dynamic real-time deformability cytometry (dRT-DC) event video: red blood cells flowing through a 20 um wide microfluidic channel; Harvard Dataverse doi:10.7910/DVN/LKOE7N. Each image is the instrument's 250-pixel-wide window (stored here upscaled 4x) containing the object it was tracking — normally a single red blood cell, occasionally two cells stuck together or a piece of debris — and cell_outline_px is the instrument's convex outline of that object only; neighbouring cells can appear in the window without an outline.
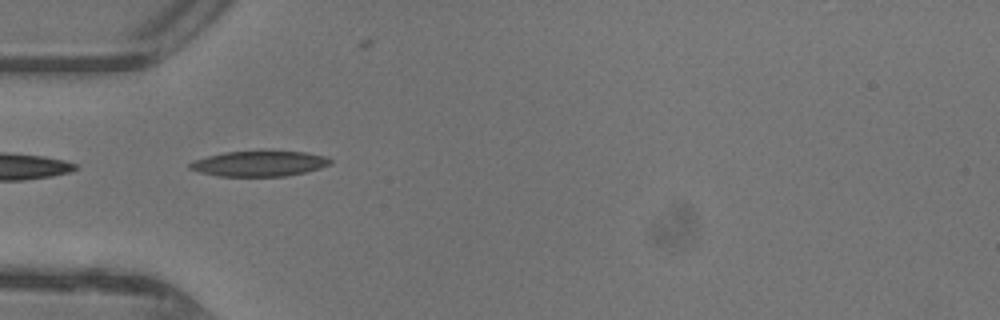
{"species": "common noctule bat (a hibernating species)", "species_latin": "Nyctalus noctula", "temperature_condition": "warm", "stored_images_in_passage": 32, "camera_frame_rate_fps": 3000, "um_per_image_px": 0.085, "animal": {"sex": "female"}, "frame": {"image": 1, "passage_image": 1, "time_ms": 0.0, "image_size_px": [1000, 320], "cell_outline_px": [[332, 164], [320, 168], [304, 172], [284, 176], [220, 176], [200, 172], [188, 168], [188, 164], [196, 160], [208, 156], [224, 152], [264, 148], [304, 152], [324, 156], [332, 160]], "centroid_in_image_um": [22.06, 13.86], "position_along_channel_um": 62.9, "area_um2": 21.5}}
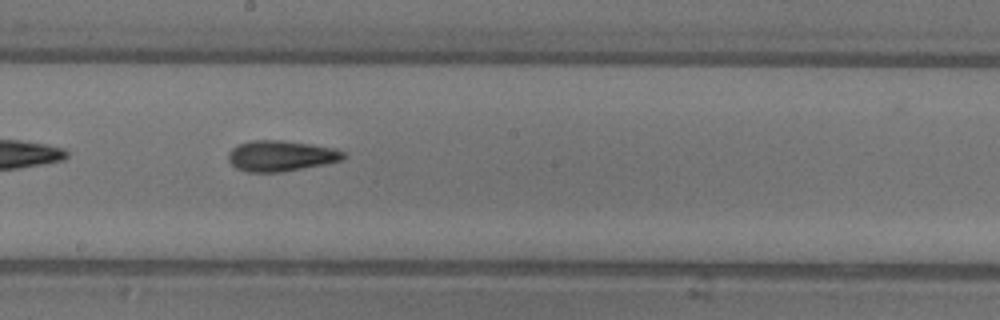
{"frame": {"image": 2, "passage_image": 12, "time_ms": 3.667, "image_size_px": [1000, 320], "cell_outline_px": [[344, 160], [324, 164], [280, 172], [248, 172], [236, 168], [228, 160], [228, 152], [236, 144], [252, 140], [280, 140], [336, 148], [344, 152]], "centroid_in_image_um": [23.84, 13.24], "position_along_channel_um": 224.4, "area_um2": 20.58}}
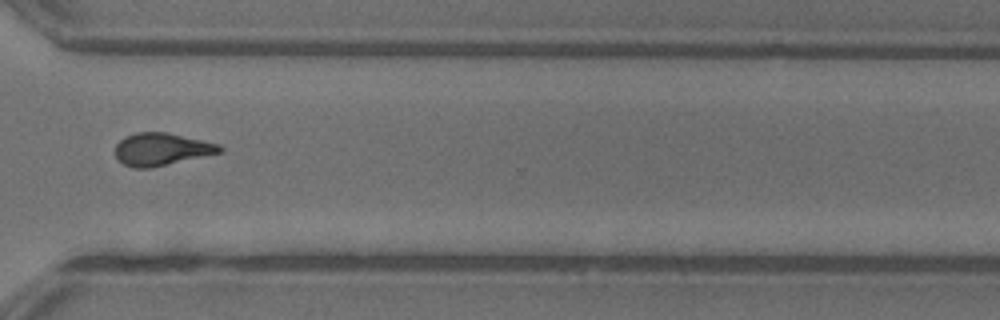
{"frame": {"image": 3, "passage_image": 21, "time_ms": 6.667, "image_size_px": [1000, 320], "cell_outline_px": [[224, 152], [148, 168], [132, 168], [124, 164], [116, 156], [116, 144], [124, 136], [136, 132], [164, 132], [220, 144], [224, 148]], "centroid_in_image_um": [13.74, 12.68], "position_along_channel_um": 356.9, "area_um2": 19.65}, "authors_computed_cell_mechanics": {"area_um2": 19.7387, "velocity_mm_per_s": 4.4316, "shape_relaxation_time_tau1_ms": null, "shape_relaxation_time_tau2_ms": 3.478, "deformation_change_tau1": null, "deformation_change_tau2": 0.1327}}